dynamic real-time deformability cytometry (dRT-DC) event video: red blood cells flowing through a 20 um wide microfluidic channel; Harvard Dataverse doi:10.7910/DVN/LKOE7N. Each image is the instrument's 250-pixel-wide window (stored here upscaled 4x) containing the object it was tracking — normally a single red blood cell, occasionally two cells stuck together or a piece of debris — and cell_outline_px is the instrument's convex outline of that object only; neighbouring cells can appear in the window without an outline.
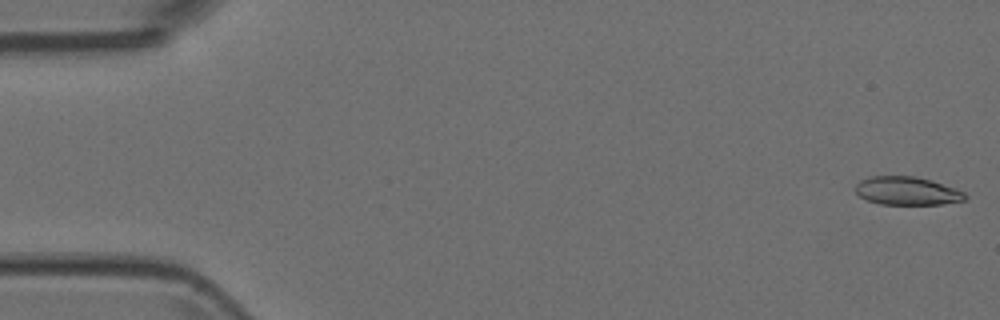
{"species": "Egyptian fruit bat (a non-hibernating species)", "species_latin": "Rousettus aegyptiacus", "temperature_condition": "room temperature", "stored_images_in_passage": 5, "camera_frame_rate_fps": 3000, "um_per_image_px": 0.085, "animal": {"sex": "female"}, "frame": {"image": 1, "passage_image": 1, "time_ms": 0.0, "image_size_px": [1000, 320], "cell_outline_px": [[968, 196], [964, 200], [940, 204], [880, 204], [868, 200], [860, 196], [856, 192], [856, 184], [860, 180], [868, 176], [916, 176], [932, 180], [956, 188], [964, 192]], "centroid_in_image_um": [77.11, 16.21], "position_along_channel_um": 7.9, "area_um2": 18.09}}
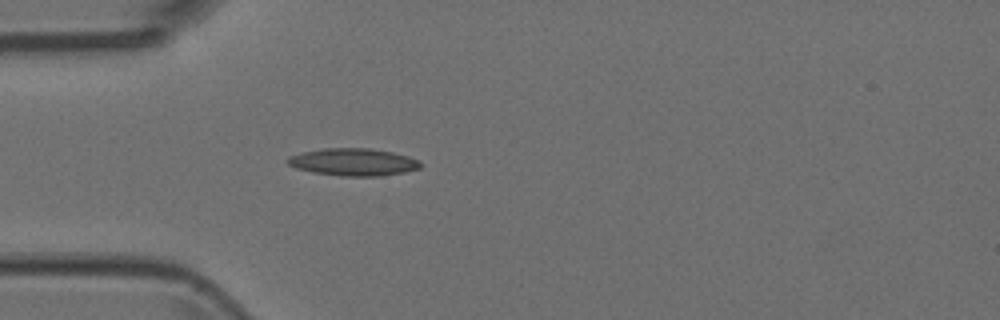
{"frame": {"image": 2, "passage_image": 5, "time_ms": 1.333, "image_size_px": [1000, 320], "cell_outline_px": [[424, 164], [420, 168], [404, 172], [380, 176], [340, 176], [312, 172], [296, 168], [288, 164], [284, 160], [288, 156], [304, 152], [324, 148], [372, 148], [392, 152], [408, 156], [420, 160]], "centroid_in_image_um": [30.04, 13.77], "position_along_channel_um": 55.0, "area_um2": 21.39}}